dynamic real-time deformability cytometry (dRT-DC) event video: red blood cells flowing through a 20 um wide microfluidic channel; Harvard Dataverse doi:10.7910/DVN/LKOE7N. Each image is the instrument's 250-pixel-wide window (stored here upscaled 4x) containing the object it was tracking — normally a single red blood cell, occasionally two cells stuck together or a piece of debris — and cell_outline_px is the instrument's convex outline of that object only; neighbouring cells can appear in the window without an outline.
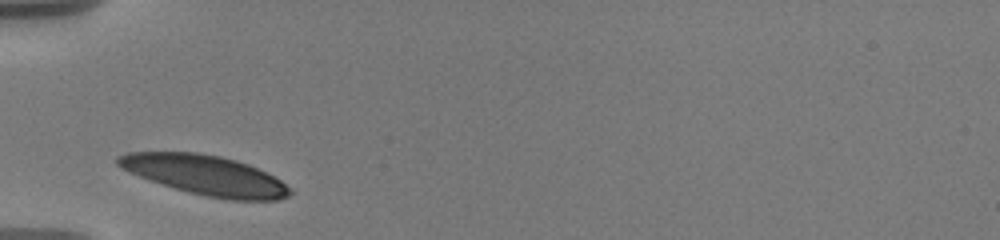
{"species": "human", "species_latin": "Homo sapiens", "temperature_condition": "warm", "stored_images_in_passage": 25, "camera_frame_rate_fps": 3000, "um_per_image_px": 0.085, "donor": {"sex": "male"}, "frame": {"image": 1, "passage_image": 1, "time_ms": 0.0, "image_size_px": [1000, 240], "cell_outline_px": [[292, 192], [288, 196], [276, 200], [228, 200], [188, 192], [128, 172], [120, 168], [116, 164], [116, 156], [128, 152], [196, 152], [220, 156], [236, 160], [248, 164], [280, 180], [292, 188]], "centroid_in_image_um": [17.44, 14.88], "position_along_channel_um": 67.6, "area_um2": 39.54}}
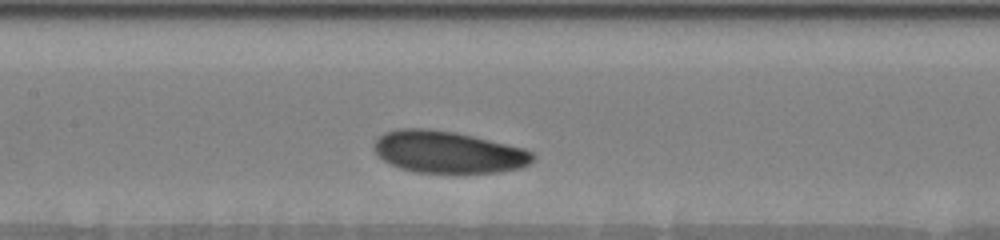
{"frame": {"image": 2, "passage_image": 9, "time_ms": 3.0, "image_size_px": [1000, 240], "cell_outline_px": [[536, 156], [528, 164], [520, 168], [500, 172], [416, 172], [400, 168], [384, 160], [372, 148], [376, 140], [384, 132], [400, 128], [424, 128], [456, 132], [524, 148], [532, 152]], "centroid_in_image_um": [38.09, 12.91], "position_along_channel_um": 169.3, "area_um2": 38.55}}
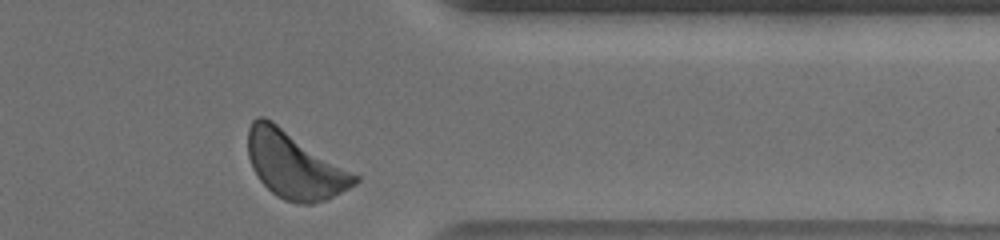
{"frame": {"image": 3, "passage_image": 24, "time_ms": 9.333, "image_size_px": [1000, 240], "cell_outline_px": [[360, 180], [356, 184], [328, 200], [312, 204], [300, 204], [284, 200], [276, 196], [260, 180], [252, 168], [248, 156], [248, 128], [252, 120], [256, 116], [264, 116], [272, 120], [360, 176]], "centroid_in_image_um": [25.04, 14.04], "position_along_channel_um": 386.4, "area_um2": 41.79}, "authors_computed_cell_mechanics": {"area_um2": 38.7838, "velocity_mm_per_s": 3.5079, "shape_relaxation_time_tau1_ms": 1.3149, "shape_relaxation_time_tau2_ms": 5.8568, "deformation_change_tau1": 0.0657, "deformation_change_tau2": 0.1413}}